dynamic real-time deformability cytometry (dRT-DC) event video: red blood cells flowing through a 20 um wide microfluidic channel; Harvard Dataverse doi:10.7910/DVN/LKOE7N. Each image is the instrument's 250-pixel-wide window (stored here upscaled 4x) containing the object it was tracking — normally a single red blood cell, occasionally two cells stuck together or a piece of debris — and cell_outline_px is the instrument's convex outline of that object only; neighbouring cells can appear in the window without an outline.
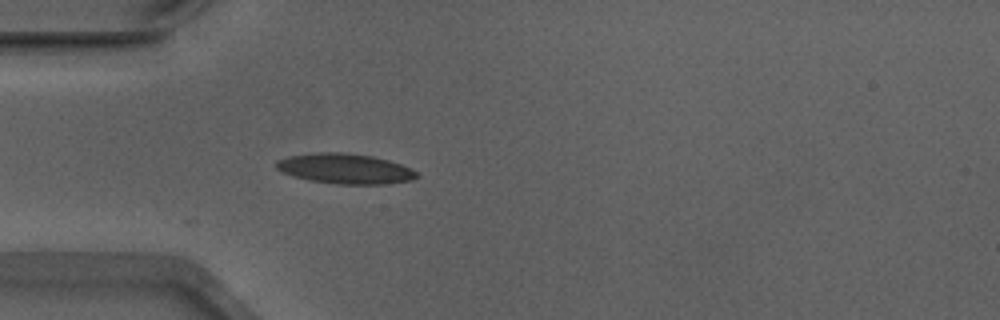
{"species": "Egyptian fruit bat (a non-hibernating species)", "species_latin": "Rousettus aegyptiacus", "temperature_condition": "warm", "stored_images_in_passage": 38, "camera_frame_rate_fps": 3000, "um_per_image_px": 0.085, "animal": {"sex": "male"}, "frame": {"image": 1, "passage_image": 1, "time_ms": 0.0, "image_size_px": [1000, 320], "cell_outline_px": [[420, 176], [412, 180], [384, 184], [336, 184], [308, 180], [284, 172], [276, 168], [276, 160], [288, 156], [316, 152], [344, 152], [372, 156], [388, 160], [412, 168], [420, 172]], "centroid_in_image_um": [29.38, 14.33], "position_along_channel_um": 55.6, "area_um2": 24.8}}
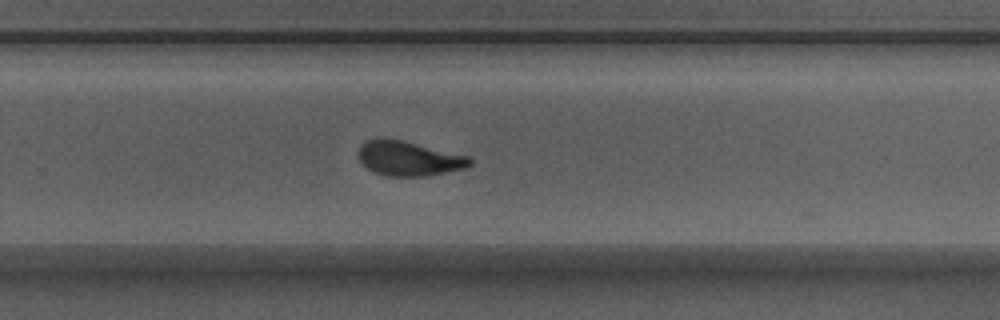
{"frame": {"image": 2, "passage_image": 20, "time_ms": 6.333, "image_size_px": [1000, 320], "cell_outline_px": [[472, 164], [468, 168], [424, 176], [384, 176], [372, 172], [360, 160], [360, 144], [376, 136], [404, 140], [468, 156], [472, 160]], "centroid_in_image_um": [34.74, 13.45], "position_along_channel_um": 295.1, "area_um2": 22.72}}
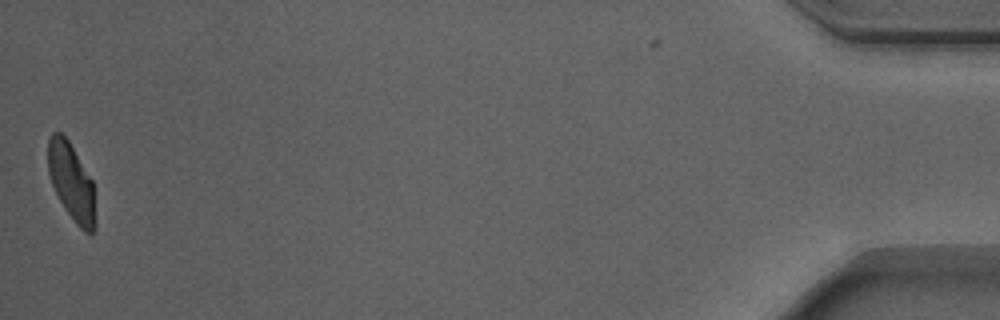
{"frame": {"image": 3, "passage_image": 38, "time_ms": 12.333, "image_size_px": [1000, 320], "cell_outline_px": [[96, 228], [92, 232], [84, 232], [76, 224], [64, 208], [52, 184], [48, 172], [48, 140], [52, 132], [60, 132], [68, 140], [92, 180], [96, 220]], "centroid_in_image_um": [6.08, 15.49], "position_along_channel_um": 429.1, "area_um2": 21.15}, "authors_computed_cell_mechanics": {"area_um2": 23.0622, "velocity_mm_per_s": 3.8708, "shape_relaxation_time_tau1_ms": 5.4476, "shape_relaxation_time_tau2_ms": 1.2436, "deformation_change_tau1": 0.1872, "deformation_change_tau2": 0.0856}}